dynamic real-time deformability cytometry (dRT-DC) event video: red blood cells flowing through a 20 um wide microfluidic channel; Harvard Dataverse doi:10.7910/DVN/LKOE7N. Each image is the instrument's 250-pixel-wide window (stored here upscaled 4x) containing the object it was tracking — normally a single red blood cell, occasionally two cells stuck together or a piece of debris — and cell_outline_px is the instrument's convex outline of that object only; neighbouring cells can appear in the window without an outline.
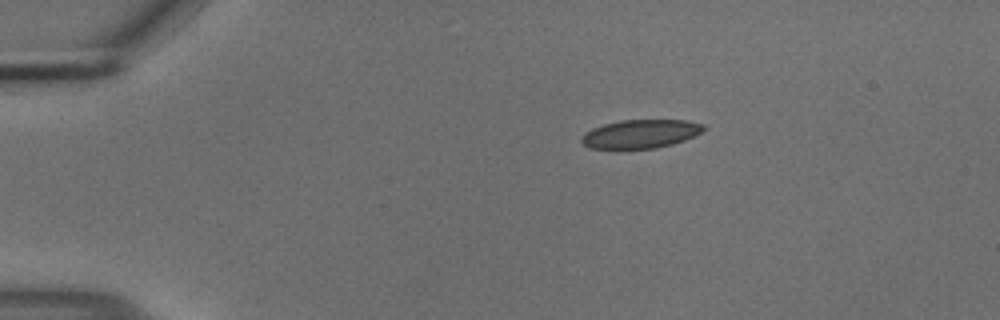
{"species": "common noctule bat (a hibernating species)", "species_latin": "Nyctalus noctula", "temperature_condition": "cold", "stored_images_in_passage": 4, "camera_frame_rate_fps": 3000, "um_per_image_px": 0.085, "animal": {"sex": "male", "body_mass_g": 18.8}, "frame": {"image": 1, "passage_image": 1, "time_ms": 0.0, "image_size_px": [1000, 320], "cell_outline_px": [[708, 128], [684, 140], [672, 144], [656, 148], [620, 152], [616, 152], [588, 148], [580, 140], [580, 136], [584, 132], [592, 128], [604, 124], [620, 120], [688, 120], [704, 124]], "centroid_in_image_um": [54.35, 11.43], "position_along_channel_um": 30.6, "area_um2": 21.39}}